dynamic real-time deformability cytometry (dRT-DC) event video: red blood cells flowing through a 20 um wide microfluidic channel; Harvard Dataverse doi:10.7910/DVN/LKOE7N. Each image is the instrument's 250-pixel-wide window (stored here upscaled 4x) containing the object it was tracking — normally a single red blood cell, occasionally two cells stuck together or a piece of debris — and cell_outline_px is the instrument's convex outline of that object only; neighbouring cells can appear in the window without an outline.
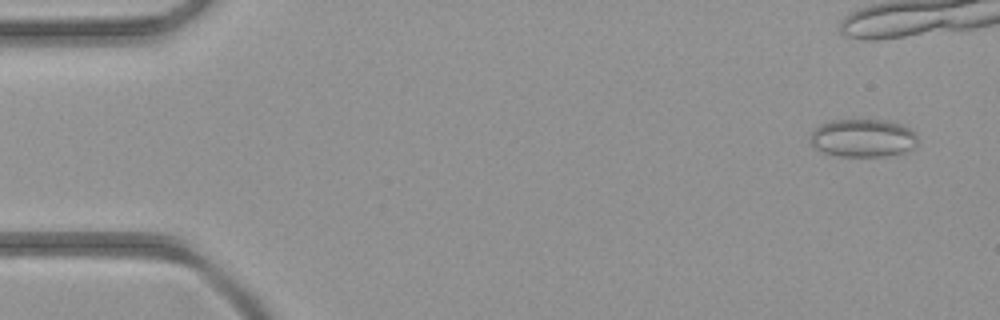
{"species": "common noctule bat (a hibernating species)", "species_latin": "Nyctalus noctula", "temperature_condition": "room temperature", "stored_images_in_passage": 8, "camera_frame_rate_fps": 3000, "um_per_image_px": 0.085, "animal": {"sex": "female", "body_mass_g": 21.9}, "frame": {"image": 1, "passage_image": 1, "time_ms": 0.0, "image_size_px": [1000, 320], "cell_outline_px": [[916, 144], [912, 148], [904, 152], [888, 156], [840, 156], [824, 152], [816, 148], [812, 144], [812, 132], [820, 124], [832, 120], [888, 120], [900, 124], [908, 128], [916, 136]], "centroid_in_image_um": [73.35, 11.73], "position_along_channel_um": 11.6, "area_um2": 23.47}}